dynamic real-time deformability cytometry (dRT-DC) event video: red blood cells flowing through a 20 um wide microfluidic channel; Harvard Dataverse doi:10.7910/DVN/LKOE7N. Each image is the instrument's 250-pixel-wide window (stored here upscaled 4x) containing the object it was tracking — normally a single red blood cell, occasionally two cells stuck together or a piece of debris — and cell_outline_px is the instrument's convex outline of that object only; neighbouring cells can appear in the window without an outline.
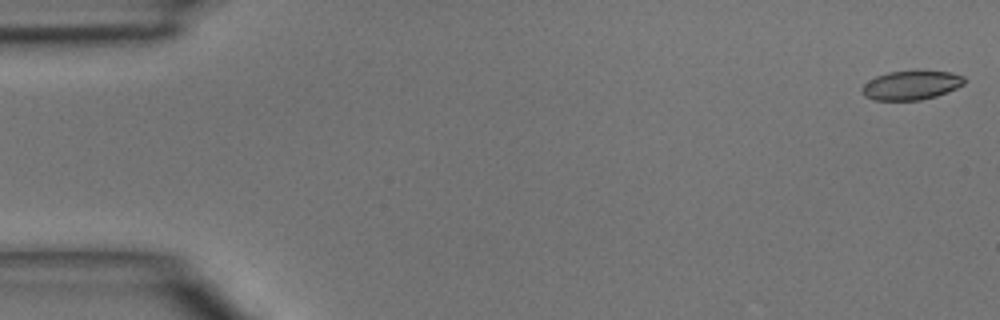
{"species": "common noctule bat (a hibernating species)", "species_latin": "Nyctalus noctula", "temperature_condition": "room temperature", "stored_images_in_passage": 45, "camera_frame_rate_fps": 3000, "um_per_image_px": 0.085, "animal": {"sex": "male", "body_mass_g": 15.6}, "frame": {"image": 1, "passage_image": 1, "time_ms": 0.0, "image_size_px": [1000, 320], "cell_outline_px": [[968, 80], [964, 84], [956, 88], [936, 96], [920, 100], [876, 100], [864, 96], [860, 88], [868, 80], [876, 76], [888, 72], [916, 68], [920, 68], [952, 72], [964, 76]], "centroid_in_image_um": [77.49, 7.19], "position_along_channel_um": 7.5, "area_um2": 18.15}}
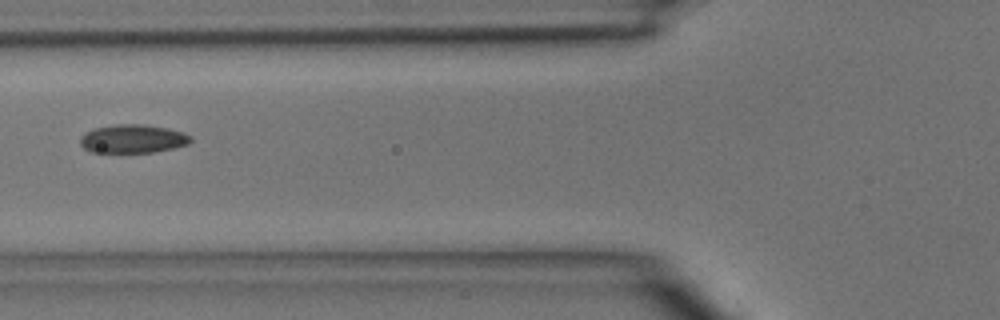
{"frame": {"image": 2, "passage_image": 18, "time_ms": 5.667, "image_size_px": [1000, 320], "cell_outline_px": [[192, 140], [188, 144], [172, 148], [152, 152], [92, 152], [84, 148], [80, 144], [80, 136], [84, 132], [92, 128], [116, 124], [144, 124], [168, 128], [184, 132], [192, 136]], "centroid_in_image_um": [11.27, 11.78], "position_along_channel_um": 114.5, "area_um2": 18.5}}
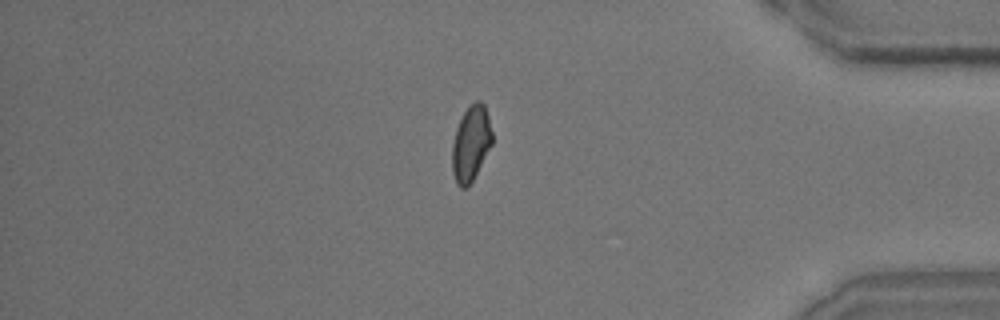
{"frame": {"image": 3, "passage_image": 40, "time_ms": 13.0, "image_size_px": [1000, 320], "cell_outline_px": [[492, 144], [468, 188], [460, 188], [456, 184], [452, 172], [452, 144], [456, 128], [468, 104], [476, 100], [480, 100], [484, 104], [488, 116], [492, 132]], "centroid_in_image_um": [40.01, 12.19], "position_along_channel_um": 395.2, "area_um2": 17.69}}